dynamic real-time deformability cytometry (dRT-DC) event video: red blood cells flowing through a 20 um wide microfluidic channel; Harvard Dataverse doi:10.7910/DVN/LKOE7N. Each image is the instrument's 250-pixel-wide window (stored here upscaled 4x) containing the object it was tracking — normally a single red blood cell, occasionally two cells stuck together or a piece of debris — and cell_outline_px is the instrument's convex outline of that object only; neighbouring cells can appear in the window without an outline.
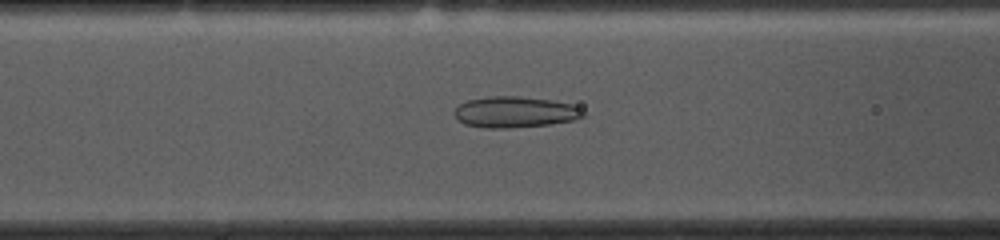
{"species": "common noctule bat (a hibernating species)", "species_latin": "Nyctalus noctula", "temperature_condition": "cold", "stored_images_in_passage": 54, "camera_frame_rate_fps": 3000, "um_per_image_px": 0.085, "animal": {"sex": "female", "body_mass_g": 10.0, "forearm_length_mm": 53.1}, "frame": {"image": 1, "passage_image": 20, "time_ms": 6.333, "image_size_px": [1000, 240], "cell_outline_px": [[584, 116], [572, 120], [548, 124], [508, 128], [484, 128], [464, 124], [452, 112], [460, 104], [468, 100], [492, 96], [520, 96], [548, 100], [572, 104], [584, 112]], "centroid_in_image_um": [43.73, 9.52], "position_along_channel_um": 122.9, "area_um2": 23.0}}
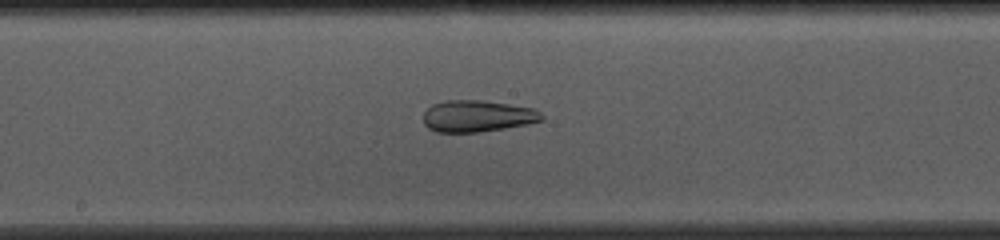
{"frame": {"image": 2, "passage_image": 27, "time_ms": 8.667, "image_size_px": [1000, 240], "cell_outline_px": [[544, 120], [528, 124], [504, 128], [476, 132], [436, 132], [428, 128], [424, 124], [424, 112], [432, 104], [444, 100], [484, 100], [532, 108], [540, 112], [544, 116]], "centroid_in_image_um": [40.57, 9.86], "position_along_channel_um": 207.6, "area_um2": 21.85}}
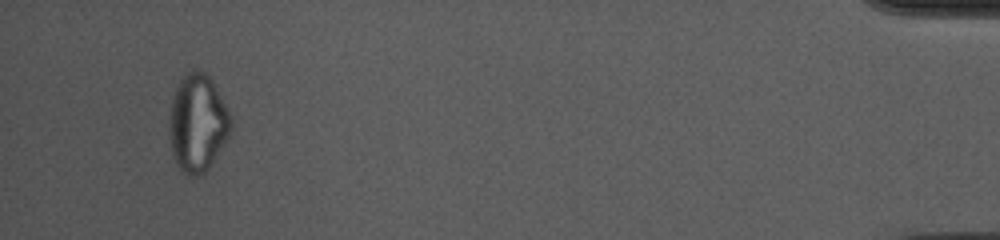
{"frame": {"image": 3, "passage_image": 51, "time_ms": 16.667, "image_size_px": [1000, 240], "cell_outline_px": [[232, 128], [228, 140], [208, 168], [200, 176], [188, 176], [176, 164], [172, 152], [168, 132], [168, 120], [172, 100], [176, 88], [184, 72], [196, 68], [204, 72], [212, 80], [232, 120]], "centroid_in_image_um": [16.78, 10.46], "position_along_channel_um": 418.4, "area_um2": 35.26}, "authors_computed_cell_mechanics": {"area_um2": 28.611, "velocity_mm_per_s": 3.6332, "shape_relaxation_time_tau1_ms": null, "shape_relaxation_time_tau2_ms": 2.4562, "deformation_change_tau1": null, "deformation_change_tau2": 0.1}}